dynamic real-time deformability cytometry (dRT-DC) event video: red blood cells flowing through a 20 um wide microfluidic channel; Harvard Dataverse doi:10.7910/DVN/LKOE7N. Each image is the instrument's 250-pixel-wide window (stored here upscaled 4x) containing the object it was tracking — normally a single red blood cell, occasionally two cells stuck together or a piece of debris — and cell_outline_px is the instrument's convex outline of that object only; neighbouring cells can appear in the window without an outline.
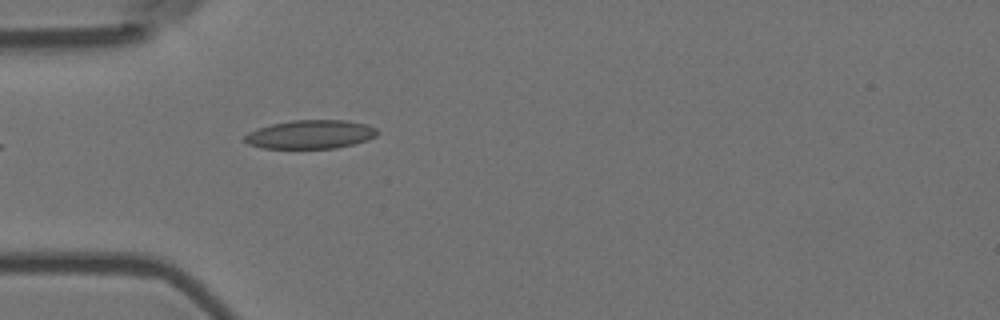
{"species": "Egyptian fruit bat (a non-hibernating species)", "species_latin": "Rousettus aegyptiacus", "temperature_condition": "room temperature", "stored_images_in_passage": 1, "camera_frame_rate_fps": 3000, "um_per_image_px": 0.085, "animal": {"sex": "female"}, "frame": {"image": 1, "passage_image": 1, "time_ms": 0.0, "image_size_px": [1000, 320], "cell_outline_px": [[380, 132], [376, 136], [368, 140], [336, 148], [260, 148], [248, 144], [244, 140], [244, 136], [248, 132], [256, 128], [272, 124], [292, 120], [348, 120], [368, 124], [376, 128]], "centroid_in_image_um": [26.4, 11.42], "position_along_channel_um": 58.6, "area_um2": 22.37}}